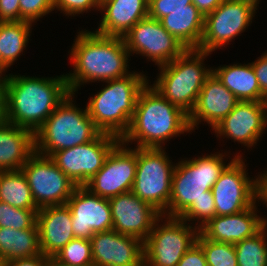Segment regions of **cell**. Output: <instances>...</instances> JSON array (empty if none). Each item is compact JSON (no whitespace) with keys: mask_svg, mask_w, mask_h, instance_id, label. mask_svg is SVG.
Listing matches in <instances>:
<instances>
[{"mask_svg":"<svg viewBox=\"0 0 267 266\" xmlns=\"http://www.w3.org/2000/svg\"><path fill=\"white\" fill-rule=\"evenodd\" d=\"M68 53L74 67L65 74L70 93L75 94L81 85L90 82H106L132 73L128 64L130 54L122 37L81 30Z\"/></svg>","mask_w":267,"mask_h":266,"instance_id":"cell-1","label":"cell"},{"mask_svg":"<svg viewBox=\"0 0 267 266\" xmlns=\"http://www.w3.org/2000/svg\"><path fill=\"white\" fill-rule=\"evenodd\" d=\"M8 123L35 132L70 93L66 77L10 74L3 82Z\"/></svg>","mask_w":267,"mask_h":266,"instance_id":"cell-2","label":"cell"},{"mask_svg":"<svg viewBox=\"0 0 267 266\" xmlns=\"http://www.w3.org/2000/svg\"><path fill=\"white\" fill-rule=\"evenodd\" d=\"M191 132L188 114L148 81L138 94L129 129L120 141L127 146L135 142V148H164L168 139Z\"/></svg>","mask_w":267,"mask_h":266,"instance_id":"cell-3","label":"cell"},{"mask_svg":"<svg viewBox=\"0 0 267 266\" xmlns=\"http://www.w3.org/2000/svg\"><path fill=\"white\" fill-rule=\"evenodd\" d=\"M147 77L143 71H132L123 78L103 82L105 86L88 98L87 111L102 133L123 137L134 115L138 94L150 81Z\"/></svg>","mask_w":267,"mask_h":266,"instance_id":"cell-4","label":"cell"},{"mask_svg":"<svg viewBox=\"0 0 267 266\" xmlns=\"http://www.w3.org/2000/svg\"><path fill=\"white\" fill-rule=\"evenodd\" d=\"M74 95L69 93L34 132L37 153L51 156L56 151L88 143L102 133L90 118L87 107L81 109L75 105Z\"/></svg>","mask_w":267,"mask_h":266,"instance_id":"cell-5","label":"cell"},{"mask_svg":"<svg viewBox=\"0 0 267 266\" xmlns=\"http://www.w3.org/2000/svg\"><path fill=\"white\" fill-rule=\"evenodd\" d=\"M226 153L224 155L218 150L210 155L202 154V157L186 160L183 158L175 163L168 205L169 217H179L194 201L203 196H213L211 188L221 173L236 157H242L237 153L226 164V156L231 152Z\"/></svg>","mask_w":267,"mask_h":266,"instance_id":"cell-6","label":"cell"},{"mask_svg":"<svg viewBox=\"0 0 267 266\" xmlns=\"http://www.w3.org/2000/svg\"><path fill=\"white\" fill-rule=\"evenodd\" d=\"M212 53L187 49L182 55L159 68V74L151 84L166 100L181 108L188 115L193 110L203 84L213 68L204 60Z\"/></svg>","mask_w":267,"mask_h":266,"instance_id":"cell-7","label":"cell"},{"mask_svg":"<svg viewBox=\"0 0 267 266\" xmlns=\"http://www.w3.org/2000/svg\"><path fill=\"white\" fill-rule=\"evenodd\" d=\"M165 148H137V167L131 192L168 216L175 163Z\"/></svg>","mask_w":267,"mask_h":266,"instance_id":"cell-8","label":"cell"},{"mask_svg":"<svg viewBox=\"0 0 267 266\" xmlns=\"http://www.w3.org/2000/svg\"><path fill=\"white\" fill-rule=\"evenodd\" d=\"M198 234L195 226L181 218L161 215L143 241V265L176 266L196 242Z\"/></svg>","mask_w":267,"mask_h":266,"instance_id":"cell-9","label":"cell"},{"mask_svg":"<svg viewBox=\"0 0 267 266\" xmlns=\"http://www.w3.org/2000/svg\"><path fill=\"white\" fill-rule=\"evenodd\" d=\"M260 0H224L205 16L198 50L212 53L221 49L251 25Z\"/></svg>","mask_w":267,"mask_h":266,"instance_id":"cell-10","label":"cell"},{"mask_svg":"<svg viewBox=\"0 0 267 266\" xmlns=\"http://www.w3.org/2000/svg\"><path fill=\"white\" fill-rule=\"evenodd\" d=\"M36 206L64 205L76 189L73 181L63 173L50 156L36 151L21 167Z\"/></svg>","mask_w":267,"mask_h":266,"instance_id":"cell-11","label":"cell"},{"mask_svg":"<svg viewBox=\"0 0 267 266\" xmlns=\"http://www.w3.org/2000/svg\"><path fill=\"white\" fill-rule=\"evenodd\" d=\"M119 142L117 136L101 133L88 143L56 151L50 157L76 186H85Z\"/></svg>","mask_w":267,"mask_h":266,"instance_id":"cell-12","label":"cell"},{"mask_svg":"<svg viewBox=\"0 0 267 266\" xmlns=\"http://www.w3.org/2000/svg\"><path fill=\"white\" fill-rule=\"evenodd\" d=\"M123 40L131 56L138 54L147 57L158 67L168 64L187 50L159 20L150 17L140 20L123 36Z\"/></svg>","mask_w":267,"mask_h":266,"instance_id":"cell-13","label":"cell"},{"mask_svg":"<svg viewBox=\"0 0 267 266\" xmlns=\"http://www.w3.org/2000/svg\"><path fill=\"white\" fill-rule=\"evenodd\" d=\"M243 158L236 157L211 188L216 216L242 212L256 202V178L248 176Z\"/></svg>","mask_w":267,"mask_h":266,"instance_id":"cell-14","label":"cell"},{"mask_svg":"<svg viewBox=\"0 0 267 266\" xmlns=\"http://www.w3.org/2000/svg\"><path fill=\"white\" fill-rule=\"evenodd\" d=\"M137 167V148L121 141L111 150L103 167L85 185L93 194L111 198L131 191Z\"/></svg>","mask_w":267,"mask_h":266,"instance_id":"cell-15","label":"cell"},{"mask_svg":"<svg viewBox=\"0 0 267 266\" xmlns=\"http://www.w3.org/2000/svg\"><path fill=\"white\" fill-rule=\"evenodd\" d=\"M266 128L267 102L239 101L212 131L216 137L234 140L249 149L257 145Z\"/></svg>","mask_w":267,"mask_h":266,"instance_id":"cell-16","label":"cell"},{"mask_svg":"<svg viewBox=\"0 0 267 266\" xmlns=\"http://www.w3.org/2000/svg\"><path fill=\"white\" fill-rule=\"evenodd\" d=\"M66 204L71 210L75 238L90 240L96 232L112 230L109 199L93 194L85 186H77Z\"/></svg>","mask_w":267,"mask_h":266,"instance_id":"cell-17","label":"cell"},{"mask_svg":"<svg viewBox=\"0 0 267 266\" xmlns=\"http://www.w3.org/2000/svg\"><path fill=\"white\" fill-rule=\"evenodd\" d=\"M109 202L113 221L112 230L137 237L142 242L148 237L154 223L162 215L131 191L111 197Z\"/></svg>","mask_w":267,"mask_h":266,"instance_id":"cell-18","label":"cell"},{"mask_svg":"<svg viewBox=\"0 0 267 266\" xmlns=\"http://www.w3.org/2000/svg\"><path fill=\"white\" fill-rule=\"evenodd\" d=\"M94 266H144L143 242L114 230L96 232L90 239Z\"/></svg>","mask_w":267,"mask_h":266,"instance_id":"cell-19","label":"cell"},{"mask_svg":"<svg viewBox=\"0 0 267 266\" xmlns=\"http://www.w3.org/2000/svg\"><path fill=\"white\" fill-rule=\"evenodd\" d=\"M238 102L236 96L212 72L203 84L195 106L188 115L191 131H194L195 127L198 128L202 121L213 129Z\"/></svg>","mask_w":267,"mask_h":266,"instance_id":"cell-20","label":"cell"},{"mask_svg":"<svg viewBox=\"0 0 267 266\" xmlns=\"http://www.w3.org/2000/svg\"><path fill=\"white\" fill-rule=\"evenodd\" d=\"M257 203L242 212L215 216L199 232L211 241L236 244L267 228V217L258 215Z\"/></svg>","mask_w":267,"mask_h":266,"instance_id":"cell-21","label":"cell"},{"mask_svg":"<svg viewBox=\"0 0 267 266\" xmlns=\"http://www.w3.org/2000/svg\"><path fill=\"white\" fill-rule=\"evenodd\" d=\"M39 247L43 255L53 257L75 238L71 210L64 205L42 207L37 212Z\"/></svg>","mask_w":267,"mask_h":266,"instance_id":"cell-22","label":"cell"},{"mask_svg":"<svg viewBox=\"0 0 267 266\" xmlns=\"http://www.w3.org/2000/svg\"><path fill=\"white\" fill-rule=\"evenodd\" d=\"M149 0H103L99 11L103 14L94 32L112 37H122L140 20L148 17Z\"/></svg>","mask_w":267,"mask_h":266,"instance_id":"cell-23","label":"cell"},{"mask_svg":"<svg viewBox=\"0 0 267 266\" xmlns=\"http://www.w3.org/2000/svg\"><path fill=\"white\" fill-rule=\"evenodd\" d=\"M34 152L33 131L8 122L0 126V171L21 170Z\"/></svg>","mask_w":267,"mask_h":266,"instance_id":"cell-24","label":"cell"},{"mask_svg":"<svg viewBox=\"0 0 267 266\" xmlns=\"http://www.w3.org/2000/svg\"><path fill=\"white\" fill-rule=\"evenodd\" d=\"M213 73L239 101L263 102L258 80L251 63L218 66Z\"/></svg>","mask_w":267,"mask_h":266,"instance_id":"cell-25","label":"cell"},{"mask_svg":"<svg viewBox=\"0 0 267 266\" xmlns=\"http://www.w3.org/2000/svg\"><path fill=\"white\" fill-rule=\"evenodd\" d=\"M205 17L198 9L171 11L160 22L187 49H198L204 32Z\"/></svg>","mask_w":267,"mask_h":266,"instance_id":"cell-26","label":"cell"},{"mask_svg":"<svg viewBox=\"0 0 267 266\" xmlns=\"http://www.w3.org/2000/svg\"><path fill=\"white\" fill-rule=\"evenodd\" d=\"M40 254L37 223L29 229L0 228V258L4 262Z\"/></svg>","mask_w":267,"mask_h":266,"instance_id":"cell-27","label":"cell"},{"mask_svg":"<svg viewBox=\"0 0 267 266\" xmlns=\"http://www.w3.org/2000/svg\"><path fill=\"white\" fill-rule=\"evenodd\" d=\"M32 23L0 22V56L10 68L28 46Z\"/></svg>","mask_w":267,"mask_h":266,"instance_id":"cell-28","label":"cell"},{"mask_svg":"<svg viewBox=\"0 0 267 266\" xmlns=\"http://www.w3.org/2000/svg\"><path fill=\"white\" fill-rule=\"evenodd\" d=\"M0 201L28 210H39L21 170L0 171Z\"/></svg>","mask_w":267,"mask_h":266,"instance_id":"cell-29","label":"cell"},{"mask_svg":"<svg viewBox=\"0 0 267 266\" xmlns=\"http://www.w3.org/2000/svg\"><path fill=\"white\" fill-rule=\"evenodd\" d=\"M238 266H267V228L234 244Z\"/></svg>","mask_w":267,"mask_h":266,"instance_id":"cell-30","label":"cell"},{"mask_svg":"<svg viewBox=\"0 0 267 266\" xmlns=\"http://www.w3.org/2000/svg\"><path fill=\"white\" fill-rule=\"evenodd\" d=\"M196 242L204 251L207 266H238L234 244L211 241L200 232Z\"/></svg>","mask_w":267,"mask_h":266,"instance_id":"cell-31","label":"cell"},{"mask_svg":"<svg viewBox=\"0 0 267 266\" xmlns=\"http://www.w3.org/2000/svg\"><path fill=\"white\" fill-rule=\"evenodd\" d=\"M53 257L68 266H94L91 242L88 239H72Z\"/></svg>","mask_w":267,"mask_h":266,"instance_id":"cell-32","label":"cell"},{"mask_svg":"<svg viewBox=\"0 0 267 266\" xmlns=\"http://www.w3.org/2000/svg\"><path fill=\"white\" fill-rule=\"evenodd\" d=\"M38 210L13 207L0 201V228L29 229L37 223Z\"/></svg>","mask_w":267,"mask_h":266,"instance_id":"cell-33","label":"cell"},{"mask_svg":"<svg viewBox=\"0 0 267 266\" xmlns=\"http://www.w3.org/2000/svg\"><path fill=\"white\" fill-rule=\"evenodd\" d=\"M215 216H216V209L213 196H203L197 201H194L179 216V218H181L187 223L190 222L189 224H191L192 226L195 225V228L200 230Z\"/></svg>","mask_w":267,"mask_h":266,"instance_id":"cell-34","label":"cell"},{"mask_svg":"<svg viewBox=\"0 0 267 266\" xmlns=\"http://www.w3.org/2000/svg\"><path fill=\"white\" fill-rule=\"evenodd\" d=\"M19 5L20 21L33 25L38 19L54 11V0H20Z\"/></svg>","mask_w":267,"mask_h":266,"instance_id":"cell-35","label":"cell"},{"mask_svg":"<svg viewBox=\"0 0 267 266\" xmlns=\"http://www.w3.org/2000/svg\"><path fill=\"white\" fill-rule=\"evenodd\" d=\"M198 9L192 0H149L148 17L161 20L173 10Z\"/></svg>","mask_w":267,"mask_h":266,"instance_id":"cell-36","label":"cell"},{"mask_svg":"<svg viewBox=\"0 0 267 266\" xmlns=\"http://www.w3.org/2000/svg\"><path fill=\"white\" fill-rule=\"evenodd\" d=\"M98 0H54V10L60 11L65 16L79 15L93 10L99 11Z\"/></svg>","mask_w":267,"mask_h":266,"instance_id":"cell-37","label":"cell"},{"mask_svg":"<svg viewBox=\"0 0 267 266\" xmlns=\"http://www.w3.org/2000/svg\"><path fill=\"white\" fill-rule=\"evenodd\" d=\"M251 64L263 95V102H267V51Z\"/></svg>","mask_w":267,"mask_h":266,"instance_id":"cell-38","label":"cell"},{"mask_svg":"<svg viewBox=\"0 0 267 266\" xmlns=\"http://www.w3.org/2000/svg\"><path fill=\"white\" fill-rule=\"evenodd\" d=\"M176 266H207L202 247L195 242L192 247L183 255Z\"/></svg>","mask_w":267,"mask_h":266,"instance_id":"cell-39","label":"cell"},{"mask_svg":"<svg viewBox=\"0 0 267 266\" xmlns=\"http://www.w3.org/2000/svg\"><path fill=\"white\" fill-rule=\"evenodd\" d=\"M20 0H0V22L20 21Z\"/></svg>","mask_w":267,"mask_h":266,"instance_id":"cell-40","label":"cell"},{"mask_svg":"<svg viewBox=\"0 0 267 266\" xmlns=\"http://www.w3.org/2000/svg\"><path fill=\"white\" fill-rule=\"evenodd\" d=\"M267 170V169H266ZM255 176L256 178V197L255 201L262 202L267 208V171Z\"/></svg>","mask_w":267,"mask_h":266,"instance_id":"cell-41","label":"cell"},{"mask_svg":"<svg viewBox=\"0 0 267 266\" xmlns=\"http://www.w3.org/2000/svg\"><path fill=\"white\" fill-rule=\"evenodd\" d=\"M48 256L37 255L30 258L15 259L9 262H5V266H45Z\"/></svg>","mask_w":267,"mask_h":266,"instance_id":"cell-42","label":"cell"},{"mask_svg":"<svg viewBox=\"0 0 267 266\" xmlns=\"http://www.w3.org/2000/svg\"><path fill=\"white\" fill-rule=\"evenodd\" d=\"M224 0H192V3L205 17L207 14L212 13Z\"/></svg>","mask_w":267,"mask_h":266,"instance_id":"cell-43","label":"cell"},{"mask_svg":"<svg viewBox=\"0 0 267 266\" xmlns=\"http://www.w3.org/2000/svg\"><path fill=\"white\" fill-rule=\"evenodd\" d=\"M7 122L6 91L4 83L0 81V126Z\"/></svg>","mask_w":267,"mask_h":266,"instance_id":"cell-44","label":"cell"},{"mask_svg":"<svg viewBox=\"0 0 267 266\" xmlns=\"http://www.w3.org/2000/svg\"><path fill=\"white\" fill-rule=\"evenodd\" d=\"M8 66L2 61V58L0 56V81L4 82L9 76L10 74H6L5 72L7 71Z\"/></svg>","mask_w":267,"mask_h":266,"instance_id":"cell-45","label":"cell"},{"mask_svg":"<svg viewBox=\"0 0 267 266\" xmlns=\"http://www.w3.org/2000/svg\"><path fill=\"white\" fill-rule=\"evenodd\" d=\"M45 266H68V265H65V264L60 263L54 257H48L47 263H46Z\"/></svg>","mask_w":267,"mask_h":266,"instance_id":"cell-46","label":"cell"},{"mask_svg":"<svg viewBox=\"0 0 267 266\" xmlns=\"http://www.w3.org/2000/svg\"><path fill=\"white\" fill-rule=\"evenodd\" d=\"M0 266H5V262L3 261L2 258H0Z\"/></svg>","mask_w":267,"mask_h":266,"instance_id":"cell-47","label":"cell"}]
</instances>
